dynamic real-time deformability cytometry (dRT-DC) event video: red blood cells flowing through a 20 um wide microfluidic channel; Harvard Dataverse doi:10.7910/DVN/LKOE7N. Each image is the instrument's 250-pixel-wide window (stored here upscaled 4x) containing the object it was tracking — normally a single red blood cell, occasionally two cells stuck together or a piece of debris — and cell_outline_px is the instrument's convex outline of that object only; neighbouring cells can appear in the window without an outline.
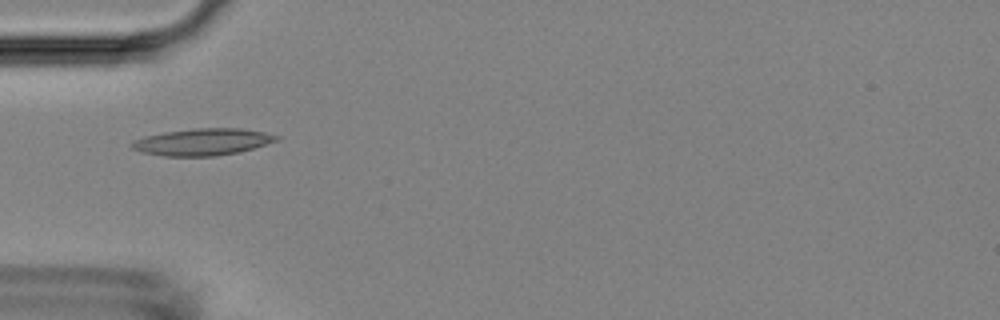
{"species": "Egyptian fruit bat (a non-hibernating species)", "species_latin": "Rousettus aegyptiacus", "temperature_condition": "room temperature", "stored_images_in_passage": 22, "camera_frame_rate_fps": 3000, "um_per_image_px": 0.085, "animal": {"sex": "female"}, "frame": {"image": 1, "passage_image": 1, "time_ms": 0.0, "image_size_px": [1000, 320], "cell_outline_px": [[280, 140], [240, 152], [216, 156], [164, 156], [144, 152], [132, 148], [128, 144], [132, 140], [144, 136], [164, 132], [192, 128], [240, 128], [264, 132], [280, 136]], "centroid_in_image_um": [17.22, 12.06], "position_along_channel_um": 67.8, "area_um2": 22.83}}
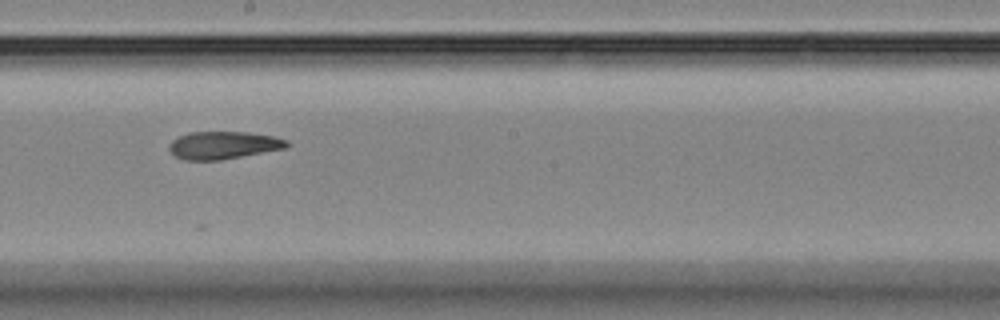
{"frame": {"image": 2, "passage_image": 14, "time_ms": 4.333, "image_size_px": [1000, 320], "cell_outline_px": [[292, 144], [288, 148], [220, 160], [184, 160], [176, 156], [168, 148], [168, 144], [172, 140], [188, 132], [248, 132], [276, 136], [288, 140]], "centroid_in_image_um": [19.05, 12.33], "position_along_channel_um": 229.2, "area_um2": 19.19}}
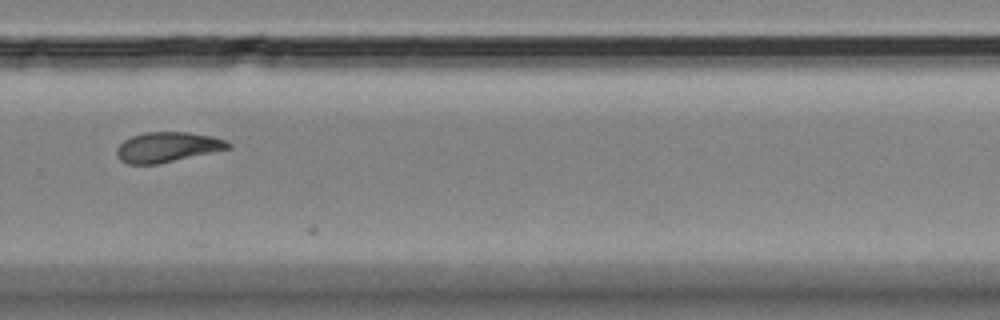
{"frame": {"image": 3, "passage_image": 21, "time_ms": 6.667, "image_size_px": [1000, 320], "cell_outline_px": [[232, 148], [156, 164], [128, 164], [120, 160], [116, 156], [116, 148], [124, 140], [132, 136], [144, 132], [188, 132], [212, 136], [224, 140], [232, 144]], "centroid_in_image_um": [14.21, 12.5], "position_along_channel_um": 315.6, "area_um2": 19.48}}